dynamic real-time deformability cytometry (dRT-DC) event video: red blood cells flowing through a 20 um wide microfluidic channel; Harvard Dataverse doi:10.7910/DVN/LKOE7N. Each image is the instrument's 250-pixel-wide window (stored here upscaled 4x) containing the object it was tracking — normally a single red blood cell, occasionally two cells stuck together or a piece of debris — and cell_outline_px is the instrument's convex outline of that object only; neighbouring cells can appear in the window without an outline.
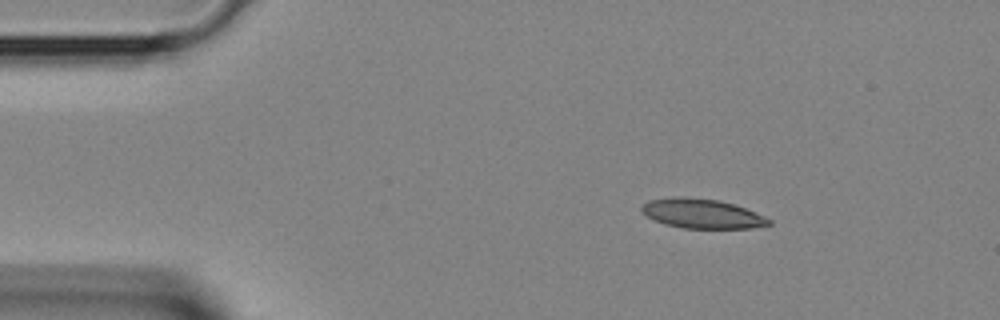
{"species": "Egyptian fruit bat (a non-hibernating species)", "species_latin": "Rousettus aegyptiacus", "temperature_condition": "room temperature", "stored_images_in_passage": 35, "camera_frame_rate_fps": 3000, "um_per_image_px": 0.085, "animal": {"sex": "female"}, "frame": {"image": 1, "passage_image": 1, "time_ms": 0.0, "image_size_px": [1000, 320], "cell_outline_px": [[772, 224], [752, 228], [684, 228], [664, 224], [640, 212], [640, 208], [648, 200], [676, 196], [684, 196], [720, 200], [736, 204], [764, 216], [772, 220]], "centroid_in_image_um": [59.68, 18.14], "position_along_channel_um": 25.3, "area_um2": 22.02}}
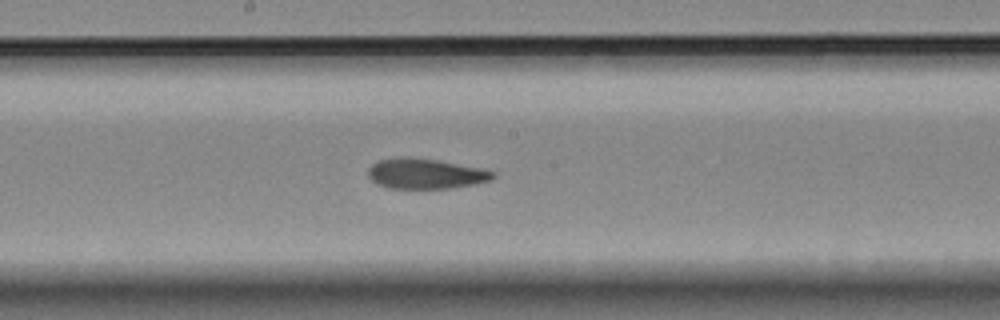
{"frame": {"image": 2, "passage_image": 16, "time_ms": 5.0, "image_size_px": [1000, 320], "cell_outline_px": [[496, 176], [492, 180], [476, 184], [448, 188], [388, 188], [376, 184], [368, 176], [368, 168], [372, 164], [380, 160], [436, 160], [484, 168], [496, 172]], "centroid_in_image_um": [36.26, 14.81], "position_along_channel_um": 211.9, "area_um2": 21.33}}
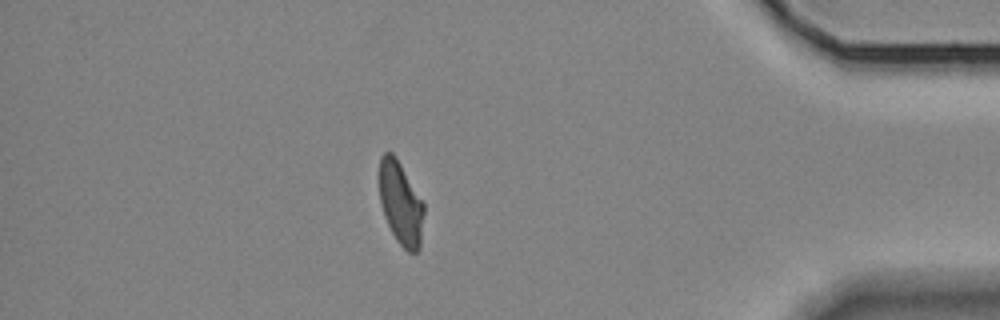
{"frame": {"image": 3, "passage_image": 30, "time_ms": 9.667, "image_size_px": [1000, 320], "cell_outline_px": [[424, 212], [420, 248], [416, 252], [408, 252], [396, 240], [384, 216], [380, 200], [380, 156], [384, 152], [392, 152], [396, 156], [424, 204]], "centroid_in_image_um": [34.06, 17.28], "position_along_channel_um": 401.1, "area_um2": 21.44}}